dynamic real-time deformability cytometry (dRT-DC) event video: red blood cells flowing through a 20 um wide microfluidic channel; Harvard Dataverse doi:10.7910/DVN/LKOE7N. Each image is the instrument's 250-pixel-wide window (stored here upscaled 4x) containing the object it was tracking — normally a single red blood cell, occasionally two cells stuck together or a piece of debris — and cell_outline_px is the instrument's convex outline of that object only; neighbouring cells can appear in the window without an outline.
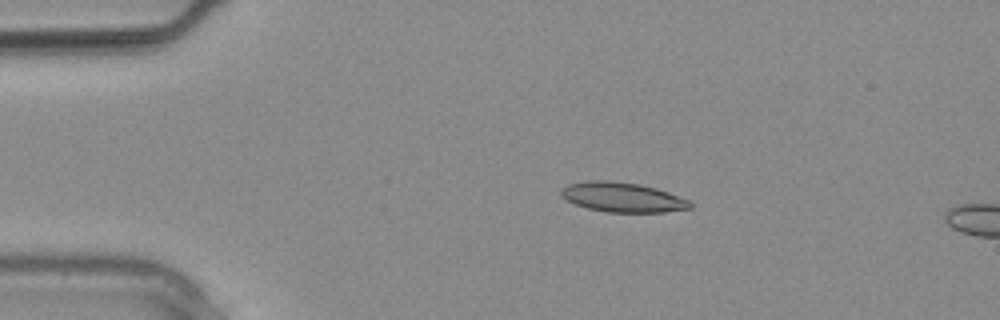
{"species": "common noctule bat (a hibernating species)", "species_latin": "Nyctalus noctula", "temperature_condition": "warm", "stored_images_in_passage": 6, "camera_frame_rate_fps": 3000, "um_per_image_px": 0.085, "animal": {"sex": "male", "body_mass_g": 20.4}, "frame": {"image": 1, "passage_image": 3, "time_ms": 0.667, "image_size_px": [1000, 320], "cell_outline_px": [[692, 208], [664, 212], [608, 212], [588, 208], [576, 204], [560, 196], [560, 188], [568, 184], [584, 180], [608, 180], [640, 184], [656, 188], [668, 192], [688, 200], [692, 204]], "centroid_in_image_um": [52.88, 16.75], "position_along_channel_um": 32.1, "area_um2": 22.37}}